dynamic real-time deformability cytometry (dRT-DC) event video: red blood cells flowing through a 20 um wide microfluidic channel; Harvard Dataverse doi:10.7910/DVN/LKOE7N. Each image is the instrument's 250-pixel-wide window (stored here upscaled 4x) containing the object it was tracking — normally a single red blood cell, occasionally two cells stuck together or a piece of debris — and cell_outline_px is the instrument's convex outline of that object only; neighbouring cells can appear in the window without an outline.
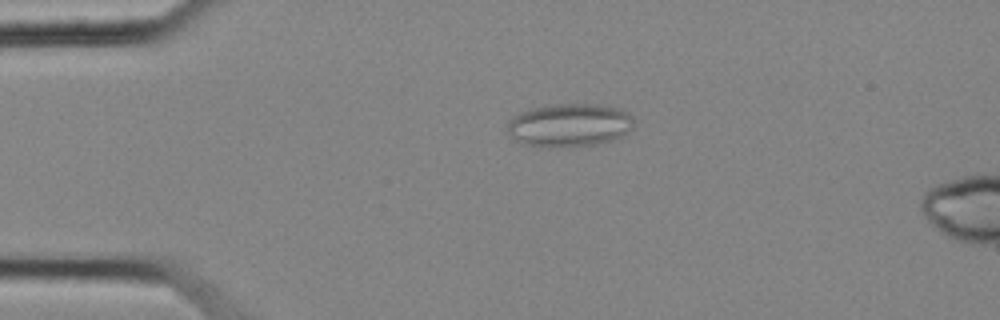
{"species": "common noctule bat (a hibernating species)", "species_latin": "Nyctalus noctula", "temperature_condition": "cold", "stored_images_in_passage": 55, "camera_frame_rate_fps": 3000, "um_per_image_px": 0.085, "animal": {"sex": "female", "body_mass_g": 25.1}, "frame": {"image": 1, "passage_image": 12, "time_ms": 3.667, "image_size_px": [1000, 320], "cell_outline_px": [[632, 128], [620, 136], [612, 140], [592, 144], [524, 144], [516, 140], [508, 132], [508, 120], [512, 116], [520, 112], [552, 104], [596, 104], [624, 108], [632, 116]], "centroid_in_image_um": [48.44, 10.57], "position_along_channel_um": 36.6, "area_um2": 30.81}}
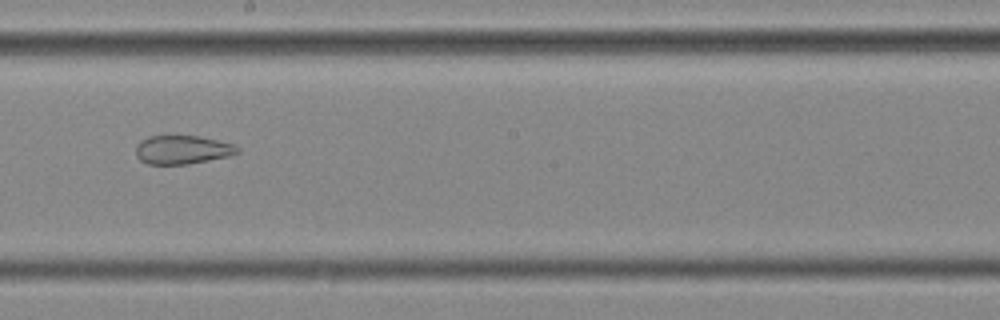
{"frame": {"image": 2, "passage_image": 31, "time_ms": 10.0, "image_size_px": [1000, 320], "cell_outline_px": [[240, 152], [228, 156], [188, 164], [148, 164], [140, 160], [136, 156], [136, 144], [140, 140], [148, 136], [200, 136], [232, 144], [240, 148]], "centroid_in_image_um": [15.47, 12.72], "position_along_channel_um": 232.7, "area_um2": 16.94}}
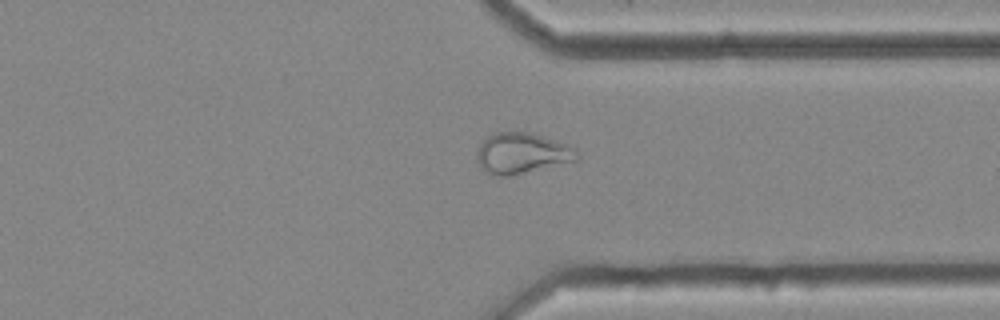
{"frame": {"image": 3, "passage_image": 42, "time_ms": 13.667, "image_size_px": [1000, 320], "cell_outline_px": [[580, 156], [576, 160], [508, 176], [492, 176], [484, 172], [480, 168], [476, 160], [476, 152], [480, 144], [492, 132], [528, 132], [556, 140], [576, 148]], "centroid_in_image_um": [44.31, 13.03], "position_along_channel_um": 367.1, "area_um2": 23.87}, "authors_computed_cell_mechanics": {"area_um2": 26.0678, "velocity_mm_per_s": 3.6536, "shape_relaxation_time_tau1_ms": null, "shape_relaxation_time_tau2_ms": 2.2404, "deformation_change_tau1": null, "deformation_change_tau2": 0.0955}}